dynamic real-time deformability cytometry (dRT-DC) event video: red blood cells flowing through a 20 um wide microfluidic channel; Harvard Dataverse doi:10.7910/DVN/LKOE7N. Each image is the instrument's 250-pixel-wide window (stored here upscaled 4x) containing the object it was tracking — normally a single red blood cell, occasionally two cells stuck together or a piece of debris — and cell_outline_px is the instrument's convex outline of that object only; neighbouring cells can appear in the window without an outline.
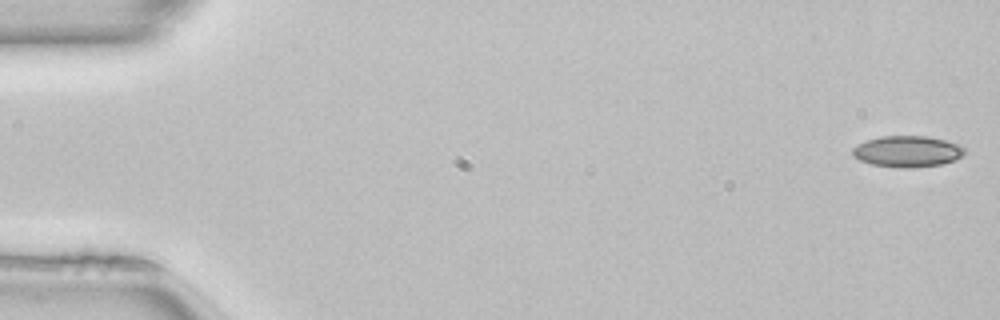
{"species": "common noctule bat (a hibernating species)", "species_latin": "Nyctalus noctula", "temperature_condition": "room temperature", "stored_images_in_passage": 50, "camera_frame_rate_fps": 3000, "um_per_image_px": 0.085, "animal": {"sex": "female", "body_mass_g": 22.7, "forearm_length_mm": 54.2}, "frame": {"image": 1, "passage_image": 1, "time_ms": 0.0, "image_size_px": [1000, 320], "cell_outline_px": [[964, 152], [960, 156], [952, 160], [940, 164], [908, 168], [872, 164], [860, 160], [852, 156], [852, 148], [868, 140], [880, 136], [928, 136], [960, 144], [964, 148]], "centroid_in_image_um": [77.11, 12.86], "position_along_channel_um": 7.9, "area_um2": 20.0}}
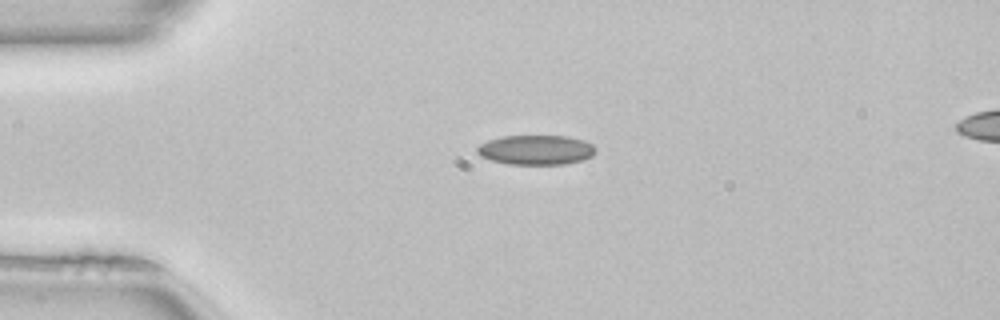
{"frame": {"image": 2, "passage_image": 12, "time_ms": 3.667, "image_size_px": [1000, 320], "cell_outline_px": [[596, 152], [592, 156], [584, 160], [564, 164], [508, 164], [492, 160], [480, 156], [476, 152], [476, 148], [480, 144], [488, 140], [504, 136], [568, 136], [584, 140], [592, 144], [596, 148]], "centroid_in_image_um": [45.58, 12.74], "position_along_channel_um": 39.4, "area_um2": 20.58}}
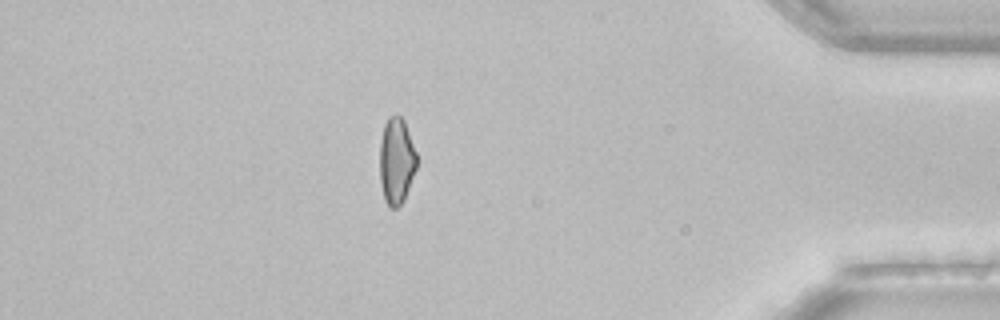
{"frame": {"image": 3, "passage_image": 44, "time_ms": 14.333, "image_size_px": [1000, 320], "cell_outline_px": [[416, 168], [404, 200], [396, 208], [388, 208], [384, 200], [380, 184], [380, 140], [384, 124], [388, 116], [400, 116], [404, 120], [416, 152]], "centroid_in_image_um": [33.67, 13.7], "position_along_channel_um": 401.5, "area_um2": 18.67}, "authors_computed_cell_mechanics": {"area_um2": 19.5942, "velocity_mm_per_s": 4.0737, "shape_relaxation_time_tau1_ms": null, "shape_relaxation_time_tau2_ms": 8.7683, "deformation_change_tau1": null, "deformation_change_tau2": 0.1555}}